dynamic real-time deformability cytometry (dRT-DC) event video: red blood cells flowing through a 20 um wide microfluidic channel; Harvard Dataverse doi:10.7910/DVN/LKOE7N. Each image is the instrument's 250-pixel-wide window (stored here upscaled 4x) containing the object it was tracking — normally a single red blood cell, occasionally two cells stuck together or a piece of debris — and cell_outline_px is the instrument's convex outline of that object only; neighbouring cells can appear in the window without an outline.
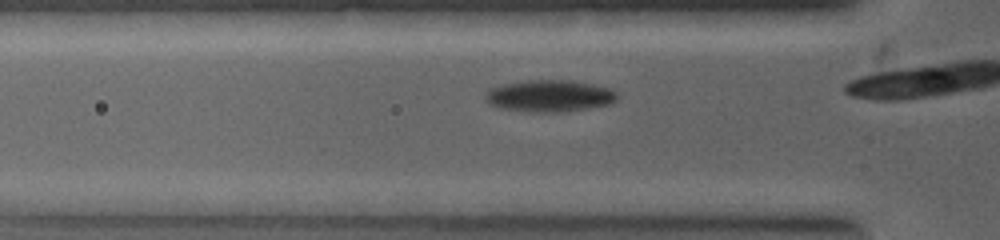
{"species": "common noctule bat (a hibernating species)", "species_latin": "Nyctalus noctula", "temperature_condition": "warm", "stored_images_in_passage": 9, "camera_frame_rate_fps": 5000, "um_per_image_px": 0.085, "animal": {"sex": "female", "body_mass_g": 19.0, "forearm_length_mm": 53.3}, "frame": {"image": 1, "passage_image": 4, "time_ms": 0.8, "image_size_px": [1000, 240], "cell_outline_px": [[616, 100], [608, 104], [568, 112], [528, 112], [500, 108], [488, 104], [484, 100], [488, 92], [492, 88], [504, 84], [528, 80], [572, 80], [608, 88], [616, 92]], "centroid_in_image_um": [46.68, 8.16], "position_along_channel_um": 79.1, "area_um2": 24.33}}